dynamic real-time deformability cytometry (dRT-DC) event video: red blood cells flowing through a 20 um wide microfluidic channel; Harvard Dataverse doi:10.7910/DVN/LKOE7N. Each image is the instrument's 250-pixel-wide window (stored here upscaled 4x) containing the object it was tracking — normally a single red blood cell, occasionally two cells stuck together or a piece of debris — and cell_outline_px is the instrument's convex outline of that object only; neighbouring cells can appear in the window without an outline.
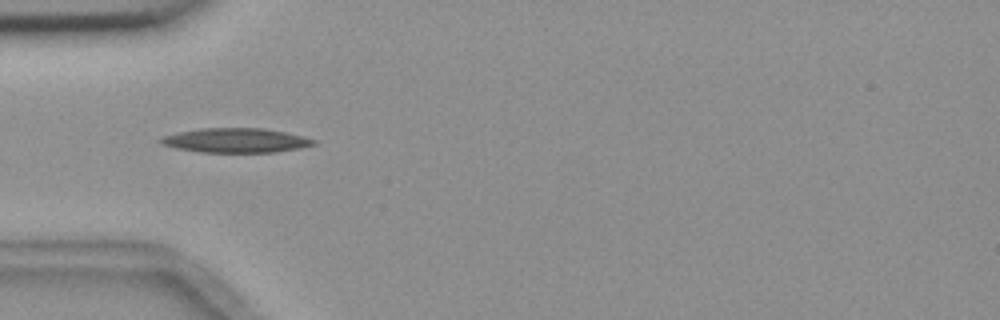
{"species": "common noctule bat (a hibernating species)", "species_latin": "Nyctalus noctula", "temperature_condition": "room temperature", "stored_images_in_passage": 5, "camera_frame_rate_fps": 3000, "um_per_image_px": 0.085, "animal": {"sex": "female", "body_mass_g": 18.4}, "frame": {"image": 1, "passage_image": 3, "time_ms": 2.333, "image_size_px": [1000, 320], "cell_outline_px": [[316, 144], [300, 148], [276, 152], [200, 152], [176, 148], [160, 144], [156, 140], [160, 136], [176, 132], [200, 128], [264, 128], [284, 132], [316, 140]], "centroid_in_image_um": [19.95, 11.93], "position_along_channel_um": 65.1, "area_um2": 21.91}}
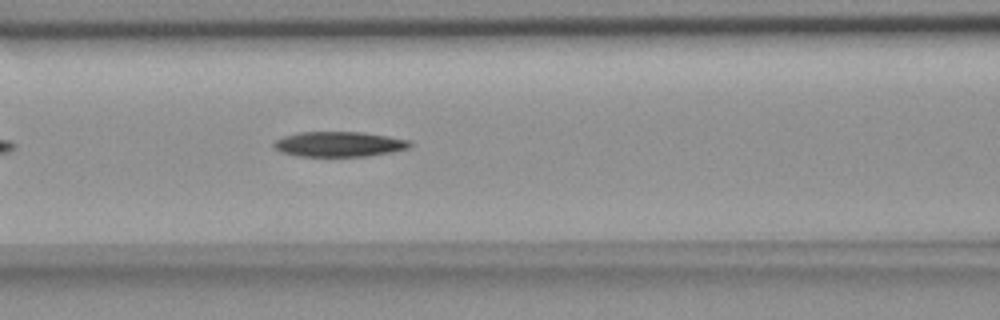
{"frame": {"image": 2, "passage_image": 5, "time_ms": 4.333, "image_size_px": [1000, 320], "cell_outline_px": [[412, 144], [408, 148], [392, 152], [368, 156], [300, 156], [280, 152], [272, 144], [276, 140], [284, 136], [300, 132], [364, 132], [412, 140]], "centroid_in_image_um": [28.86, 12.25], "position_along_channel_um": 137.7, "area_um2": 19.94}}